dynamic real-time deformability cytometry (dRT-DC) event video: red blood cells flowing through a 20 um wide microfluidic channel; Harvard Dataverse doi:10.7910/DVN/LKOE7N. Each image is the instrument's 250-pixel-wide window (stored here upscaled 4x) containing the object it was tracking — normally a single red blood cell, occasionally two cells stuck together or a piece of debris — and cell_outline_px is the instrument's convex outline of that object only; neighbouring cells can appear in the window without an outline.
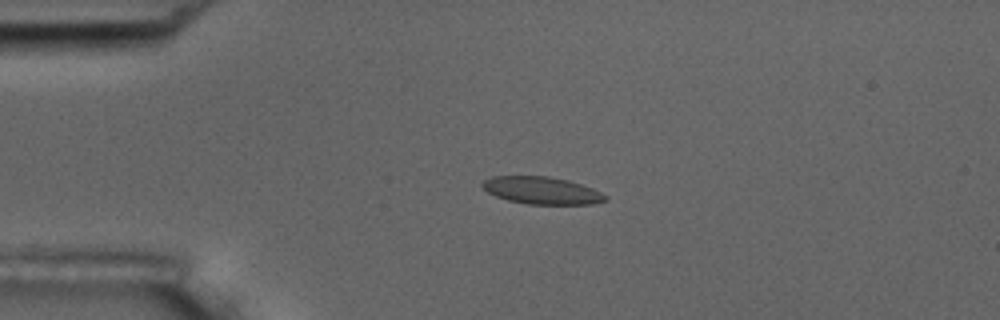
{"species": "common noctule bat (a hibernating species)", "species_latin": "Nyctalus noctula", "temperature_condition": "room temperature", "stored_images_in_passage": 5, "camera_frame_rate_fps": 3000, "um_per_image_px": 0.085, "animal": {"sex": "male", "body_mass_g": 17.5, "forearm_length_mm": 52.3}, "frame": {"image": 1, "passage_image": 3, "time_ms": 2.0, "image_size_px": [1000, 320], "cell_outline_px": [[608, 200], [592, 204], [528, 204], [508, 200], [496, 196], [488, 192], [480, 184], [484, 180], [492, 176], [548, 176], [568, 180], [592, 188], [608, 196]], "centroid_in_image_um": [46.06, 16.19], "position_along_channel_um": 38.9, "area_um2": 19.54}}